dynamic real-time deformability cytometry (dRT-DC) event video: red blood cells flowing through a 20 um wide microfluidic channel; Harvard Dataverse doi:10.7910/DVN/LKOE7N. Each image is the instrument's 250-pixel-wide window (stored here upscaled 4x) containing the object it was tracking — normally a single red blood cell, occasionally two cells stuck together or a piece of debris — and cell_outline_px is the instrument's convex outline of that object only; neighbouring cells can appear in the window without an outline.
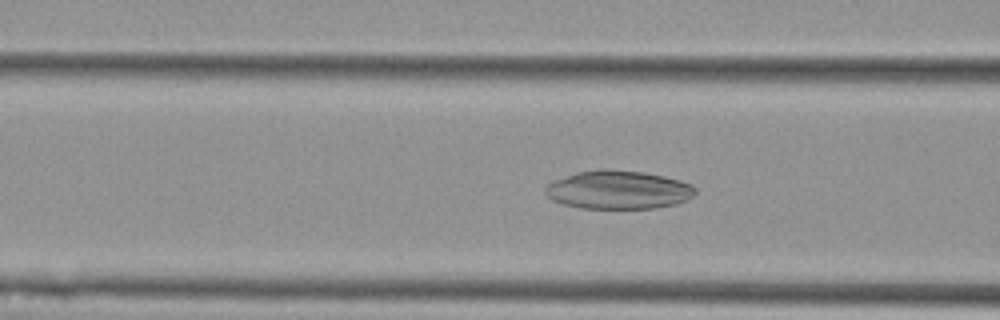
{"species": "Egyptian fruit bat (a non-hibernating species)", "species_latin": "Rousettus aegyptiacus", "temperature_condition": "cold", "stored_images_in_passage": 53, "camera_frame_rate_fps": 3000, "um_per_image_px": 0.085, "animal": {"sex": "female"}, "frame": {"image": 1, "passage_image": 22, "time_ms": 7.0, "image_size_px": [1000, 320], "cell_outline_px": [[696, 192], [688, 200], [676, 204], [656, 208], [580, 208], [564, 204], [552, 200], [544, 192], [544, 188], [552, 180], [576, 172], [644, 172], [664, 176], [680, 180], [692, 184], [696, 188]], "centroid_in_image_um": [52.58, 16.17], "position_along_channel_um": 114.0, "area_um2": 32.95}}
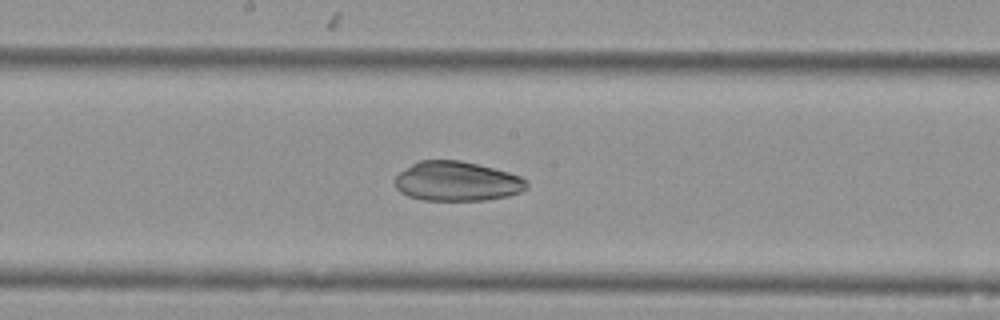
{"frame": {"image": 2, "passage_image": 30, "time_ms": 9.667, "image_size_px": [1000, 320], "cell_outline_px": [[528, 188], [520, 192], [508, 196], [484, 200], [424, 200], [408, 196], [400, 192], [396, 188], [396, 176], [400, 172], [412, 164], [420, 160], [460, 160], [508, 172], [520, 176], [528, 184]], "centroid_in_image_um": [38.84, 15.41], "position_along_channel_um": 209.4, "area_um2": 30.17}}
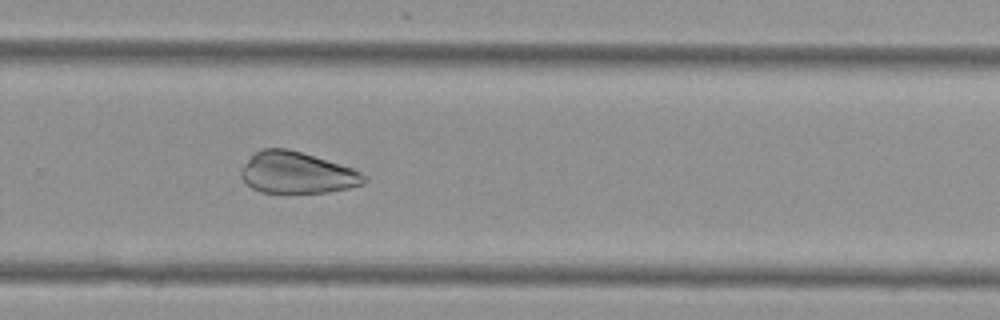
{"frame": {"image": 3, "passage_image": 38, "time_ms": 12.333, "image_size_px": [1000, 320], "cell_outline_px": [[368, 180], [364, 184], [348, 188], [328, 192], [260, 192], [244, 184], [240, 176], [240, 168], [256, 152], [264, 148], [288, 148], [340, 164], [352, 168], [368, 176]], "centroid_in_image_um": [25.24, 14.69], "position_along_channel_um": 304.6, "area_um2": 29.77}}